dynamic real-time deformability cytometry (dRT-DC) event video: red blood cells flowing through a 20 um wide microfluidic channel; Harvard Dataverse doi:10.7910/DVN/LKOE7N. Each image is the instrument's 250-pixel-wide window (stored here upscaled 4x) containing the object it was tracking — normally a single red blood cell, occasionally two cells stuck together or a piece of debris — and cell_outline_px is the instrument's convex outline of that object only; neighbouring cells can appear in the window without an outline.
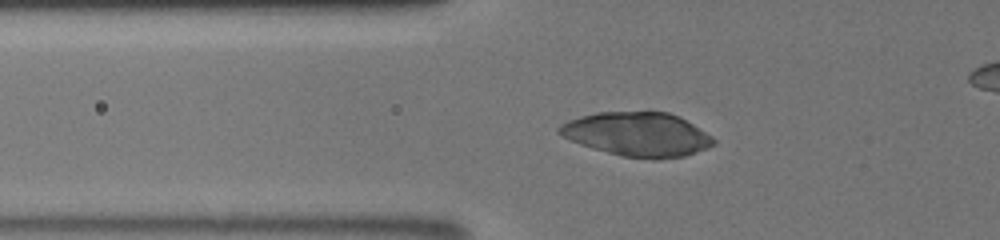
{"species": "human", "species_latin": "Homo sapiens", "temperature_condition": "room temperature", "stored_images_in_passage": 13, "segment_of_instrument_passage": [1, 2], "camera_frame_rate_fps": 3000, "um_per_image_px": 0.085, "donor": {"sex": "male"}, "frame": {"image": 1, "passage_image": 11, "time_ms": 5.0, "image_size_px": [1000, 240], "cell_outline_px": [[716, 144], [708, 148], [684, 156], [656, 160], [620, 156], [592, 148], [580, 144], [556, 132], [556, 128], [560, 124], [568, 120], [580, 116], [596, 112], [668, 112], [680, 116], [712, 136], [716, 140]], "centroid_in_image_um": [54.19, 11.42], "position_along_channel_um": 71.6, "area_um2": 39.82}}